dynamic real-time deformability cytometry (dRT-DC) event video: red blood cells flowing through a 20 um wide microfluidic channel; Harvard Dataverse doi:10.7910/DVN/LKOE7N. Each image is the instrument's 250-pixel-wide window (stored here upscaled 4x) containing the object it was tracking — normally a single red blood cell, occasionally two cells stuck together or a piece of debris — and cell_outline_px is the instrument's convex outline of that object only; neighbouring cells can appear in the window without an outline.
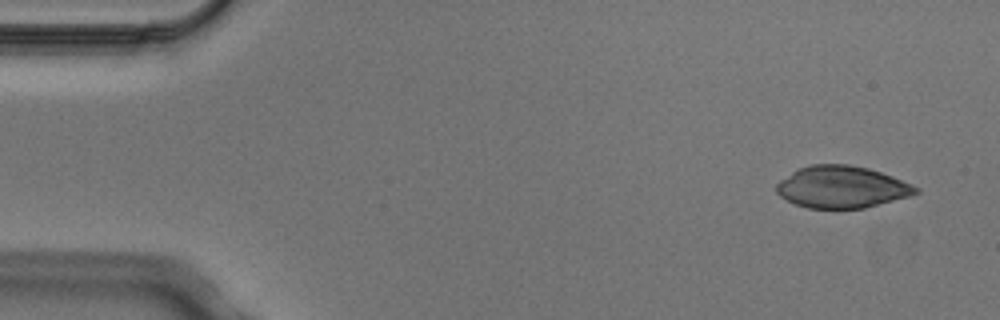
{"species": "Egyptian fruit bat (a non-hibernating species)", "species_latin": "Rousettus aegyptiacus", "temperature_condition": "cold", "stored_images_in_passage": 4, "camera_frame_rate_fps": 3000, "um_per_image_px": 0.085, "animal": {"sex": "male"}, "frame": {"image": 1, "passage_image": 1, "time_ms": 0.0, "image_size_px": [1000, 320], "cell_outline_px": [[920, 192], [908, 196], [864, 208], [808, 208], [796, 204], [780, 196], [776, 192], [776, 184], [780, 180], [792, 172], [800, 168], [812, 164], [848, 164], [868, 168], [892, 176], [920, 188]], "centroid_in_image_um": [71.54, 15.89], "position_along_channel_um": 13.5, "area_um2": 33.76}}